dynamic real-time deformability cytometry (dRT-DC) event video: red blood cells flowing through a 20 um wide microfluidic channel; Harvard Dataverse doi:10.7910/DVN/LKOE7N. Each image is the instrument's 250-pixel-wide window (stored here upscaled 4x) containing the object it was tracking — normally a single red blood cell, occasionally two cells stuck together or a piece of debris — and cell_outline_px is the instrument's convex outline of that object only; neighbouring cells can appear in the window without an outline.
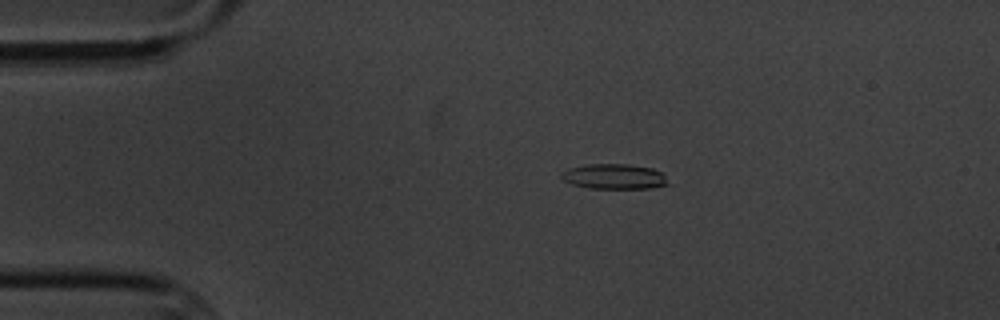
{"species": "common noctule bat (a hibernating species)", "species_latin": "Nyctalus noctula", "temperature_condition": "cold", "stored_images_in_passage": 5, "camera_frame_rate_fps": 3000, "um_per_image_px": 0.085, "animal": {"sex": "male", "body_mass_g": 20.1, "forearm_length_mm": 53.5}, "frame": {"image": 1, "passage_image": 3, "time_ms": 2.333, "image_size_px": [1000, 320], "cell_outline_px": [[668, 184], [652, 188], [588, 188], [572, 184], [564, 180], [560, 176], [560, 172], [568, 168], [588, 164], [628, 164], [652, 168], [664, 172]], "centroid_in_image_um": [52.2, 14.99], "position_along_channel_um": 32.8, "area_um2": 15.72}}